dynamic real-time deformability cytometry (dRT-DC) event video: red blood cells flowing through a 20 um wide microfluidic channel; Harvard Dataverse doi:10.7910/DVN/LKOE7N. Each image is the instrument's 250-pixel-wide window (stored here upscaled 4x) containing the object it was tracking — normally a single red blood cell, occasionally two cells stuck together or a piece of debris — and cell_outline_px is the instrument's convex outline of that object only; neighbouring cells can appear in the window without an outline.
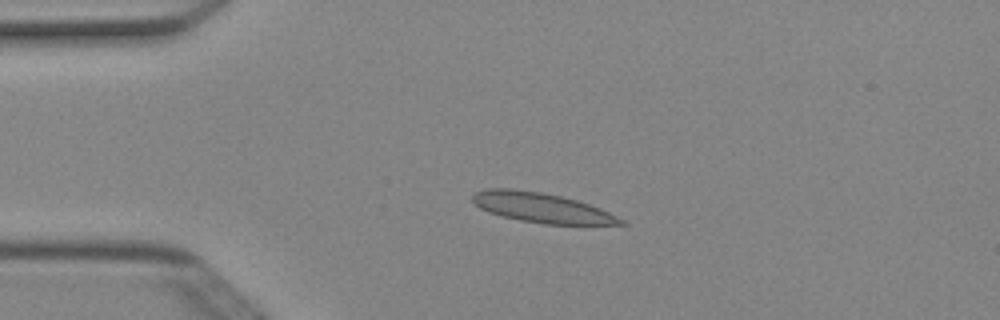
{"species": "Egyptian fruit bat (a non-hibernating species)", "species_latin": "Rousettus aegyptiacus", "temperature_condition": "cold", "stored_images_in_passage": 4, "camera_frame_rate_fps": 3000, "um_per_image_px": 0.085, "animal": {"sex": "female"}, "frame": {"image": 1, "passage_image": 3, "time_ms": 0.667, "image_size_px": [1000, 320], "cell_outline_px": [[628, 224], [544, 224], [520, 220], [488, 212], [480, 208], [472, 200], [472, 196], [476, 192], [488, 188], [512, 188], [540, 192], [560, 196], [576, 200], [600, 208], [624, 220]], "centroid_in_image_um": [46.02, 17.65], "position_along_channel_um": 39.0, "area_um2": 25.37}}